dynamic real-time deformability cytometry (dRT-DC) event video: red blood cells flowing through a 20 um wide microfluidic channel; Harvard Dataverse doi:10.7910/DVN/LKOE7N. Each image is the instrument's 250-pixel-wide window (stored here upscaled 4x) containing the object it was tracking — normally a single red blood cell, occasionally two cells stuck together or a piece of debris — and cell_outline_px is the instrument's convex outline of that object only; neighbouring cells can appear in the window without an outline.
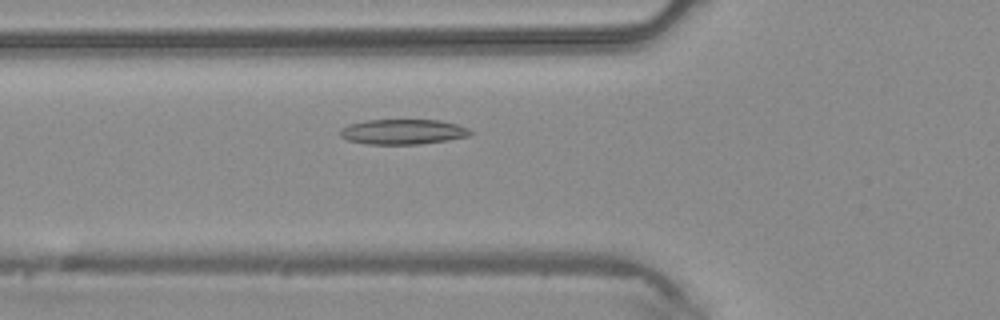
{"species": "common noctule bat (a hibernating species)", "species_latin": "Nyctalus noctula", "temperature_condition": "warm", "stored_images_in_passage": 43, "camera_frame_rate_fps": 3000, "um_per_image_px": 0.085, "animal": {"sex": "male", "body_mass_g": 20.4}, "frame": {"image": 1, "passage_image": 14, "time_ms": 4.333, "image_size_px": [1000, 320], "cell_outline_px": [[476, 132], [468, 136], [448, 140], [420, 144], [368, 144], [348, 140], [340, 136], [340, 128], [348, 124], [364, 120], [440, 120], [456, 124], [468, 128]], "centroid_in_image_um": [34.25, 11.2], "position_along_channel_um": 91.5, "area_um2": 19.19}}
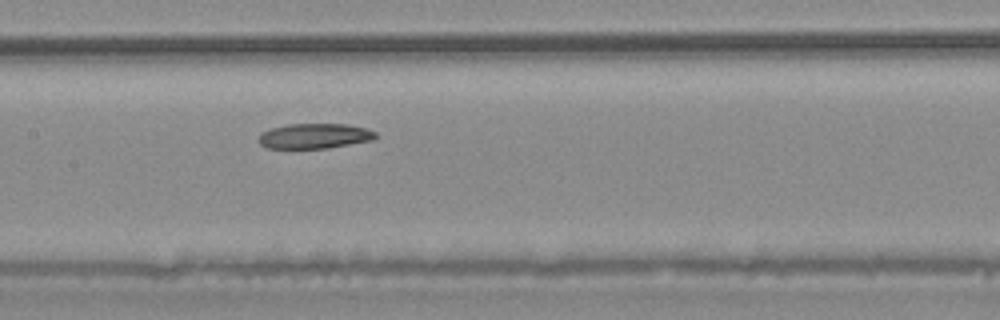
{"frame": {"image": 2, "passage_image": 20, "time_ms": 6.333, "image_size_px": [1000, 320], "cell_outline_px": [[380, 136], [372, 140], [328, 148], [268, 148], [260, 144], [260, 132], [272, 128], [288, 124], [348, 124], [364, 128], [376, 132]], "centroid_in_image_um": [26.77, 11.56], "position_along_channel_um": 180.6, "area_um2": 17.05}}
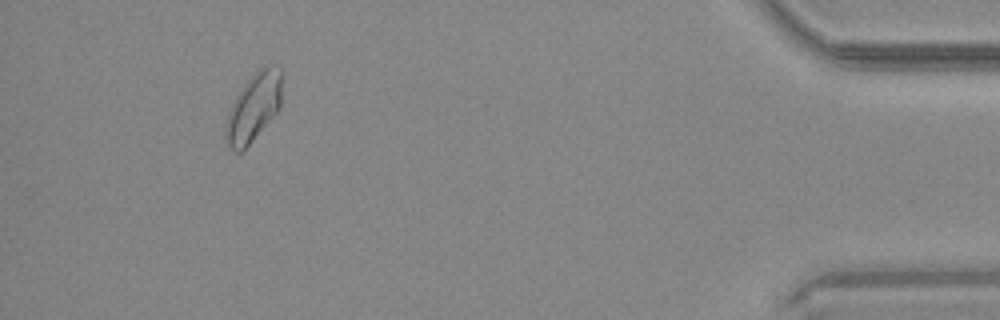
{"frame": {"image": 3, "passage_image": 40, "time_ms": 13.0, "image_size_px": [1000, 320], "cell_outline_px": [[284, 76], [280, 108], [248, 144], [240, 152], [232, 152], [224, 136], [224, 128], [228, 112], [236, 96], [244, 84], [260, 68], [268, 64], [280, 68], [284, 72]], "centroid_in_image_um": [21.58, 9.08], "position_along_channel_um": 413.6, "area_um2": 22.43}}